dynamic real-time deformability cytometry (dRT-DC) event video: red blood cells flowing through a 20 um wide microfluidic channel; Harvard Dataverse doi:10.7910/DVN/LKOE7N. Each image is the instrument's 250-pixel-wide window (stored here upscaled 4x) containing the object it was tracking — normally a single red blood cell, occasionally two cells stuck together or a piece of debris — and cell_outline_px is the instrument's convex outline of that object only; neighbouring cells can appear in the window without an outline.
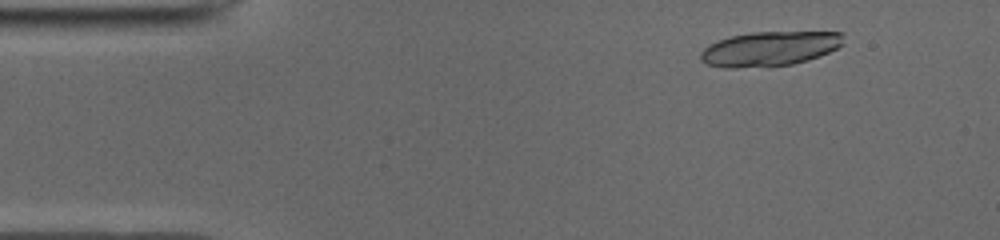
{"species": "common noctule bat (a hibernating species)", "species_latin": "Nyctalus noctula", "temperature_condition": "cold", "stored_images_in_passage": 16, "camera_frame_rate_fps": 3000, "um_per_image_px": 0.085, "animal": {"sex": "male", "body_mass_g": 19.0, "forearm_length_mm": 50.8}, "frame": {"image": 1, "passage_image": 6, "time_ms": 1.667, "image_size_px": [1000, 240], "cell_outline_px": [[844, 44], [828, 52], [808, 60], [792, 64], [736, 68], [724, 68], [704, 64], [700, 60], [700, 52], [708, 44], [732, 36], [752, 32], [844, 32]], "centroid_in_image_um": [65.4, 4.14], "position_along_channel_um": 19.6, "area_um2": 28.84}}